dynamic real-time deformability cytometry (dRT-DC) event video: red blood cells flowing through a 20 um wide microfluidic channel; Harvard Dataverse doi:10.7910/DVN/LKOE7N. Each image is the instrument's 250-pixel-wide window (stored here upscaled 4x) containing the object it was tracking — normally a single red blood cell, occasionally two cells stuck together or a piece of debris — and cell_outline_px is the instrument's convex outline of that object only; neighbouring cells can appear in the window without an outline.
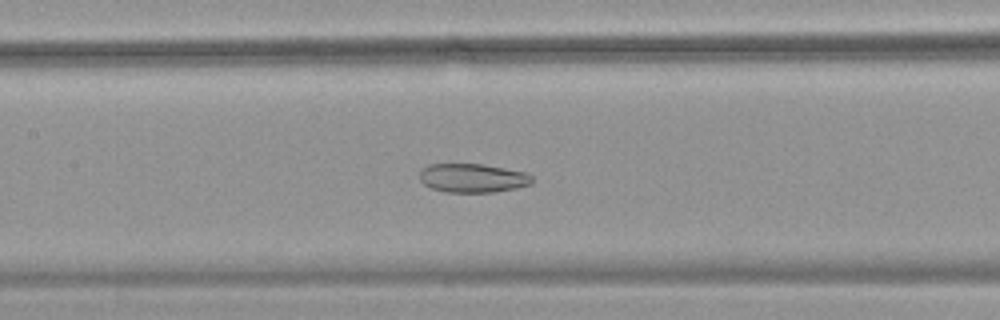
{"species": "common noctule bat (a hibernating species)", "species_latin": "Nyctalus noctula", "temperature_condition": "warm", "stored_images_in_passage": 54, "camera_frame_rate_fps": 3000, "um_per_image_px": 0.085, "animal": {"sex": "female", "body_mass_g": 18.4}, "frame": {"image": 1, "passage_image": 26, "time_ms": 8.333, "image_size_px": [1000, 320], "cell_outline_px": [[532, 184], [516, 188], [496, 192], [444, 192], [432, 188], [424, 184], [420, 180], [420, 172], [428, 164], [484, 164], [528, 172], [532, 176]], "centroid_in_image_um": [40.22, 15.13], "position_along_channel_um": 167.2, "area_um2": 19.07}}
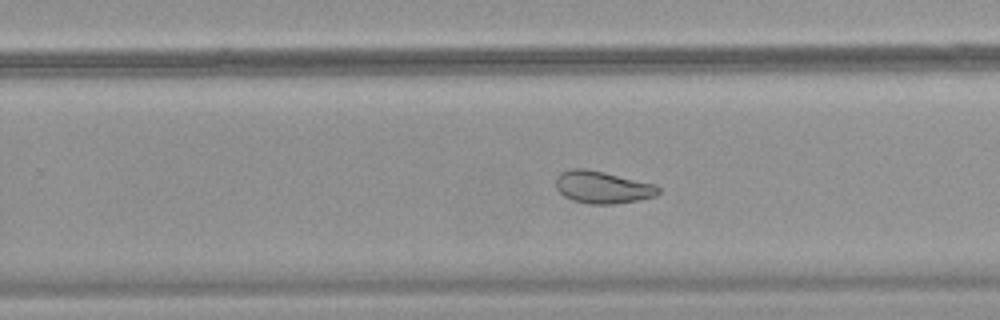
{"frame": {"image": 2, "passage_image": 35, "time_ms": 11.333, "image_size_px": [1000, 320], "cell_outline_px": [[660, 192], [656, 196], [640, 200], [612, 204], [588, 204], [572, 200], [564, 196], [556, 188], [556, 176], [560, 172], [572, 168], [584, 168], [604, 172], [656, 184], [660, 188]], "centroid_in_image_um": [51.22, 15.91], "position_along_channel_um": 278.6, "area_um2": 19.48}}
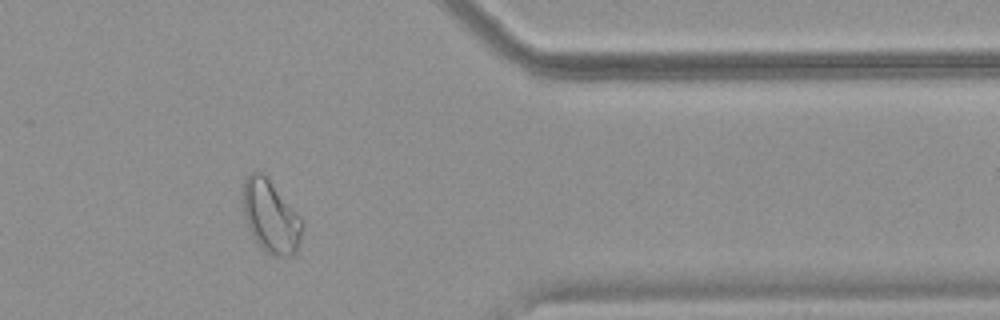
{"frame": {"image": 3, "passage_image": 45, "time_ms": 14.667, "image_size_px": [1000, 320], "cell_outline_px": [[304, 224], [300, 244], [296, 252], [292, 256], [272, 256], [260, 248], [252, 236], [248, 228], [244, 216], [244, 180], [256, 168], [264, 172], [304, 220]], "centroid_in_image_um": [23.04, 18.4], "position_along_channel_um": 388.4, "area_um2": 25.66}, "authors_computed_cell_mechanics": {"area_um2": 26.0678, "velocity_mm_per_s": 3.7361, "shape_relaxation_time_tau1_ms": null, "shape_relaxation_time_tau2_ms": 2.4231, "deformation_change_tau1": null, "deformation_change_tau2": 0.085}}